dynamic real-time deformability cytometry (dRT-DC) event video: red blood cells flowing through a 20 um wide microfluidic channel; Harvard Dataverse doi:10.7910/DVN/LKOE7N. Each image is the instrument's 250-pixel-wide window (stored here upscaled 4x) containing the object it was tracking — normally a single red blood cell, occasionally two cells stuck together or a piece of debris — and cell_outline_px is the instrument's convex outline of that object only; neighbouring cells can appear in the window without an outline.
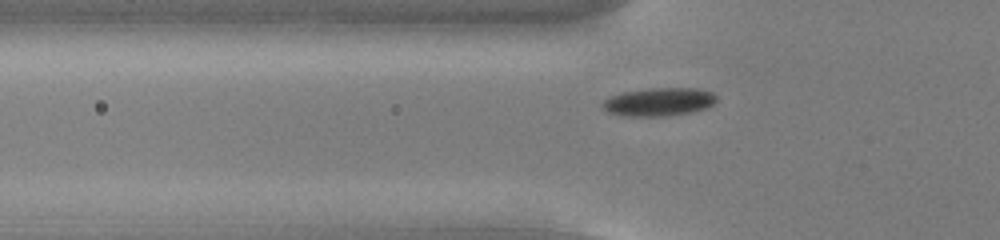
{"species": "common noctule bat (a hibernating species)", "species_latin": "Nyctalus noctula", "temperature_condition": "cold", "stored_images_in_passage": 47, "camera_frame_rate_fps": 3000, "um_per_image_px": 0.085, "animal": {"sex": "male", "body_mass_g": 13.0, "forearm_length_mm": 53.1}, "frame": {"image": 1, "passage_image": 11, "time_ms": 3.333, "image_size_px": [1000, 240], "cell_outline_px": [[716, 100], [708, 108], [692, 112], [664, 116], [624, 116], [608, 112], [600, 104], [604, 100], [612, 96], [624, 92], [652, 88], [696, 88], [712, 92], [716, 96]], "centroid_in_image_um": [56.02, 8.66], "position_along_channel_um": 69.8, "area_um2": 18.67}}
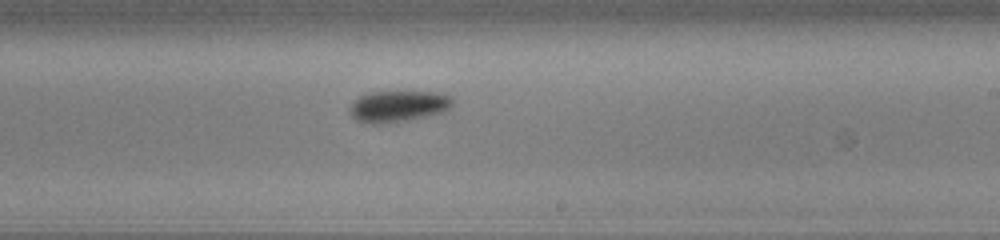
{"frame": {"image": 2, "passage_image": 26, "time_ms": 8.333, "image_size_px": [1000, 240], "cell_outline_px": [[452, 104], [444, 112], [408, 120], [380, 124], [372, 124], [356, 120], [352, 116], [352, 104], [360, 96], [368, 92], [444, 92], [452, 96]], "centroid_in_image_um": [33.9, 9.02], "position_along_channel_um": 255.1, "area_um2": 18.61}}
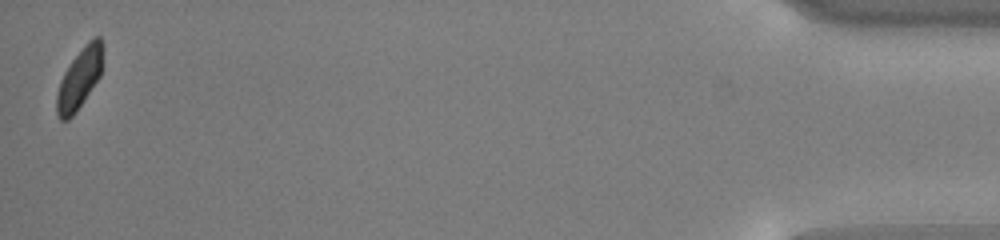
{"frame": {"image": 3, "passage_image": 47, "time_ms": 15.333, "image_size_px": [1000, 240], "cell_outline_px": [[104, 48], [100, 76], [76, 112], [68, 120], [60, 120], [56, 116], [56, 92], [60, 80], [64, 72], [72, 60], [88, 40], [92, 36], [100, 36], [104, 44]], "centroid_in_image_um": [6.75, 6.65], "position_along_channel_um": 428.4, "area_um2": 16.53}, "authors_computed_cell_mechanics": {"area_um2": 17.8024, "velocity_mm_per_s": 3.7323, "shape_relaxation_time_tau1_ms": 6.814, "shape_relaxation_time_tau2_ms": null, "deformation_change_tau1": 0.2011, "deformation_change_tau2": null}}